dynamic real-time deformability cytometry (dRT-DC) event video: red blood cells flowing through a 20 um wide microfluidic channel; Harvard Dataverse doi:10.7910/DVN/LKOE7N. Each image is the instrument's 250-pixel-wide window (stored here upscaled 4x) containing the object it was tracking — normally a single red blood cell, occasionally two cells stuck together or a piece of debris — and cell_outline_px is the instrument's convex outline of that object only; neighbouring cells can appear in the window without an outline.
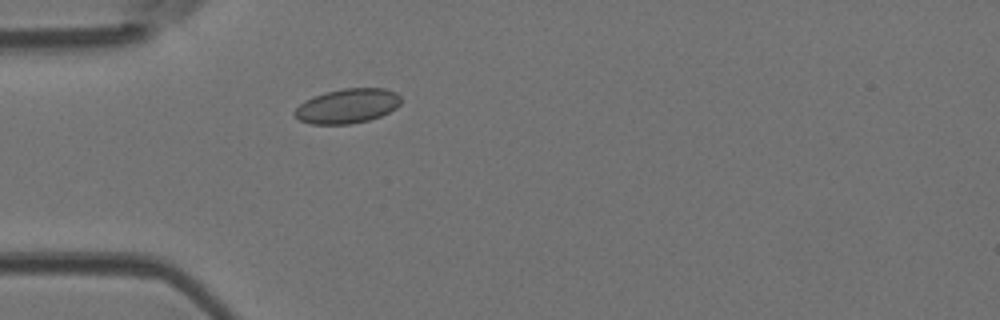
{"species": "Egyptian fruit bat (a non-hibernating species)", "species_latin": "Rousettus aegyptiacus", "temperature_condition": "room temperature", "stored_images_in_passage": 4, "camera_frame_rate_fps": 3000, "um_per_image_px": 0.085, "animal": {"sex": "female"}, "frame": {"image": 1, "passage_image": 4, "time_ms": 1.0, "image_size_px": [1000, 320], "cell_outline_px": [[400, 104], [396, 108], [380, 116], [368, 120], [348, 124], [312, 124], [300, 120], [292, 112], [304, 100], [312, 96], [324, 92], [344, 88], [384, 88], [396, 92], [400, 96]], "centroid_in_image_um": [29.51, 9.0], "position_along_channel_um": 55.5, "area_um2": 21.44}}